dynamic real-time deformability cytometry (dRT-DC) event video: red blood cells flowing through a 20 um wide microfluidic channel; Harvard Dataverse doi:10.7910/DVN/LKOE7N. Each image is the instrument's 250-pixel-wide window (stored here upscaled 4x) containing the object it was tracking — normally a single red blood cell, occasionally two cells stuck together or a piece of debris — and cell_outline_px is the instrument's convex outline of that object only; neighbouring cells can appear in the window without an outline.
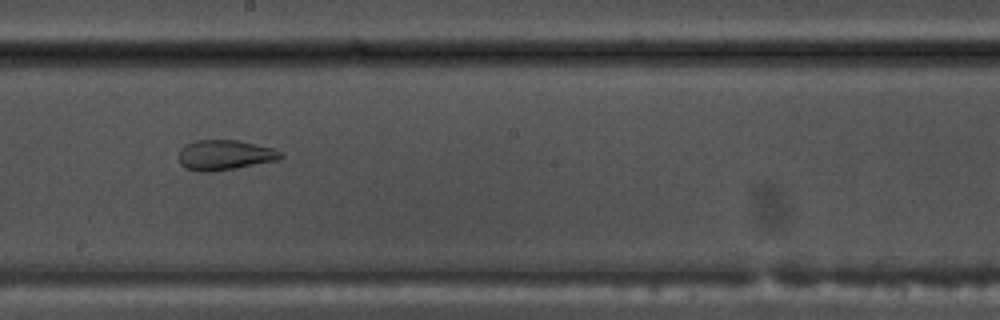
{"species": "common noctule bat (a hibernating species)", "species_latin": "Nyctalus noctula", "temperature_condition": "warm", "stored_images_in_passage": 55, "camera_frame_rate_fps": 3000, "um_per_image_px": 0.085, "animal": {"sex": "male", "body_mass_g": 17.5, "forearm_length_mm": 52.3}, "frame": {"image": 1, "passage_image": 31, "time_ms": 10.0, "image_size_px": [1000, 320], "cell_outline_px": [[284, 156], [280, 160], [236, 168], [212, 172], [200, 172], [184, 168], [180, 164], [180, 148], [184, 144], [196, 140], [236, 140], [272, 148], [280, 152]], "centroid_in_image_um": [19.08, 13.19], "position_along_channel_um": 229.1, "area_um2": 17.98}}
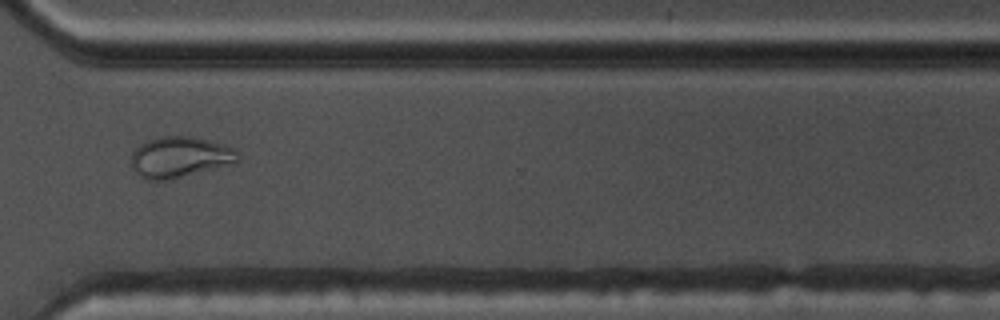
{"frame": {"image": 2, "passage_image": 41, "time_ms": 13.333, "image_size_px": [1000, 320], "cell_outline_px": [[240, 160], [236, 164], [164, 180], [152, 180], [136, 172], [132, 168], [132, 152], [140, 144], [156, 136], [192, 136], [224, 144], [236, 148], [240, 156]], "centroid_in_image_um": [15.36, 13.33], "position_along_channel_um": 355.2, "area_um2": 25.49}}
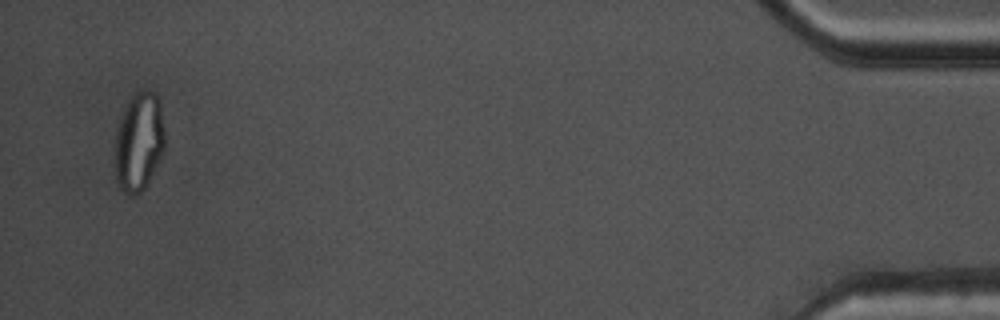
{"frame": {"image": 3, "passage_image": 53, "time_ms": 17.333, "image_size_px": [1000, 320], "cell_outline_px": [[164, 152], [144, 188], [136, 196], [128, 196], [116, 184], [116, 128], [120, 116], [128, 100], [136, 92], [144, 88], [148, 88], [156, 92], [160, 104], [164, 128]], "centroid_in_image_um": [11.81, 12.02], "position_along_channel_um": 423.4, "area_um2": 29.02}, "authors_computed_cell_mechanics": {"area_um2": 24.3916, "velocity_mm_per_s": 3.7829, "shape_relaxation_time_tau1_ms": null, "shape_relaxation_time_tau2_ms": 1.2674, "deformation_change_tau1": null, "deformation_change_tau2": 0.0793}}